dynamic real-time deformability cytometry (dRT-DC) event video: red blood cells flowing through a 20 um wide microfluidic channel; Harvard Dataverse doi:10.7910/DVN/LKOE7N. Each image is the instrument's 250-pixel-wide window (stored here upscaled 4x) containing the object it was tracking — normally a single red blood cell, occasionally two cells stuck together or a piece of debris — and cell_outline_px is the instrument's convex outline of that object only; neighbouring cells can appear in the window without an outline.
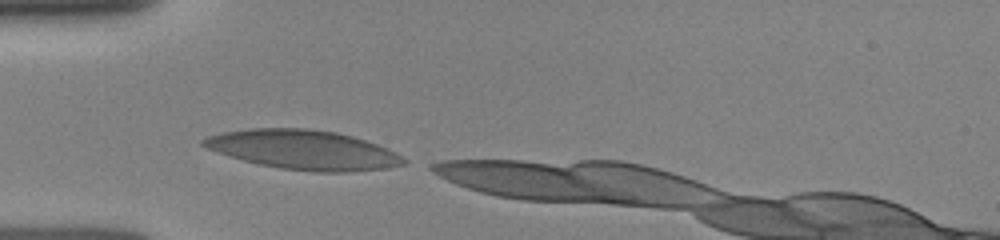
{"species": "human", "species_latin": "Homo sapiens", "temperature_condition": "room temperature", "stored_images_in_passage": 5, "camera_frame_rate_fps": 3000, "um_per_image_px": 0.085, "donor": {"sex": "female"}, "frame": {"image": 1, "passage_image": 1, "time_ms": 0.0, "image_size_px": [1000, 240], "cell_outline_px": [[408, 164], [388, 168], [352, 172], [312, 172], [280, 168], [260, 164], [244, 160], [208, 148], [200, 144], [200, 140], [208, 136], [224, 132], [248, 128], [308, 128], [336, 132], [352, 136], [376, 144], [396, 152], [408, 160]], "centroid_in_image_um": [25.85, 12.74], "position_along_channel_um": 59.2, "area_um2": 45.95}}
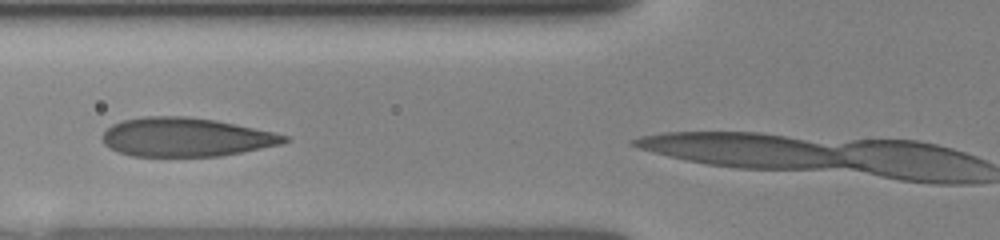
{"frame": {"image": 2, "passage_image": 3, "time_ms": 1.333, "image_size_px": [1000, 240], "cell_outline_px": [[292, 140], [284, 144], [220, 156], [132, 156], [108, 148], [104, 144], [100, 136], [112, 124], [124, 120], [144, 116], [188, 116], [216, 120], [272, 132], [288, 136]], "centroid_in_image_um": [15.79, 11.66], "position_along_channel_um": 110.0, "area_um2": 41.27}}